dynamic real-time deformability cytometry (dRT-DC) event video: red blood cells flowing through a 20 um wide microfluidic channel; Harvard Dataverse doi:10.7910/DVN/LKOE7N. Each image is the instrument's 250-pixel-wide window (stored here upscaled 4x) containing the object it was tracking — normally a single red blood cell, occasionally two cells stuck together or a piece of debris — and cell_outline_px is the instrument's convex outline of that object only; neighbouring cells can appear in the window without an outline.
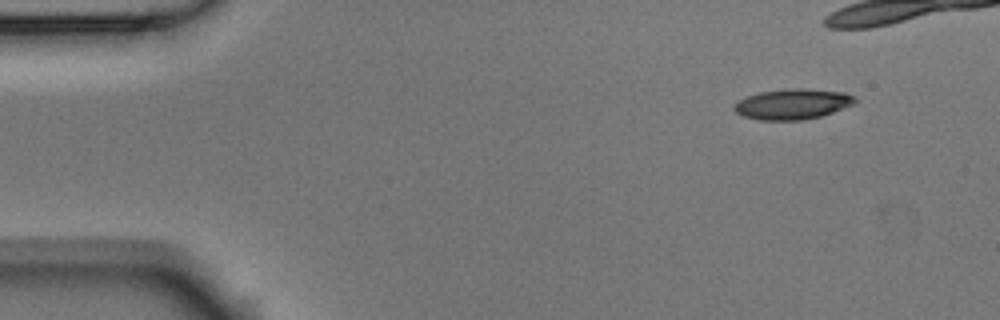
{"species": "Egyptian fruit bat (a non-hibernating species)", "species_latin": "Rousettus aegyptiacus", "temperature_condition": "room temperature", "stored_images_in_passage": 4, "camera_frame_rate_fps": 3000, "um_per_image_px": 0.085, "animal": {"sex": "male"}, "frame": {"image": 1, "passage_image": 1, "time_ms": 0.0, "image_size_px": [1000, 320], "cell_outline_px": [[856, 100], [852, 104], [832, 112], [820, 116], [800, 120], [760, 120], [744, 116], [736, 112], [732, 108], [740, 100], [748, 96], [760, 92], [796, 88], [800, 88], [844, 92], [856, 96]], "centroid_in_image_um": [67.37, 8.85], "position_along_channel_um": 17.6, "area_um2": 21.04}}